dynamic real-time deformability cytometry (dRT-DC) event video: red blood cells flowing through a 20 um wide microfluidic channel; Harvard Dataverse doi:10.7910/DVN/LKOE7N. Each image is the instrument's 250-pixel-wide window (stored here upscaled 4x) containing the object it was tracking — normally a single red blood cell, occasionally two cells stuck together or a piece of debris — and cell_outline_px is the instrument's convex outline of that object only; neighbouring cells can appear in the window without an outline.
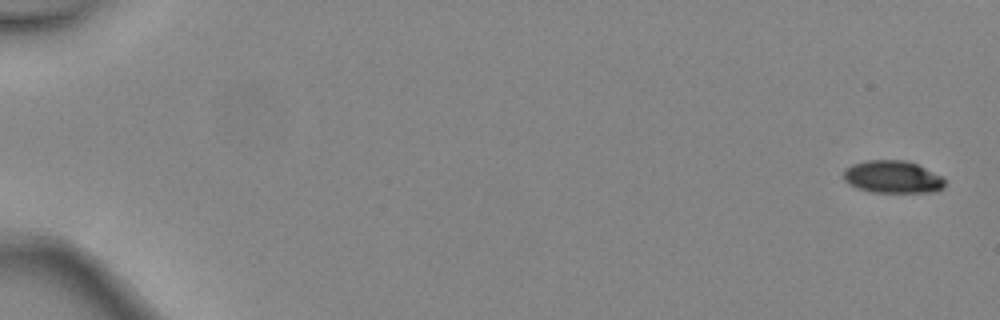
{"species": "common noctule bat (a hibernating species)", "species_latin": "Nyctalus noctula", "temperature_condition": "warm", "stored_images_in_passage": 6, "camera_frame_rate_fps": 3000, "um_per_image_px": 0.085, "animal": {"sex": "female", "body_mass_g": 24.6, "forearm_length_mm": 56.2}, "frame": {"image": 1, "passage_image": 1, "time_ms": 0.0, "image_size_px": [1000, 320], "cell_outline_px": [[944, 188], [936, 192], [872, 192], [856, 188], [848, 184], [844, 180], [844, 168], [852, 164], [864, 160], [904, 160], [916, 164], [944, 176]], "centroid_in_image_um": [75.87, 15.04], "position_along_channel_um": 9.1, "area_um2": 19.42}}
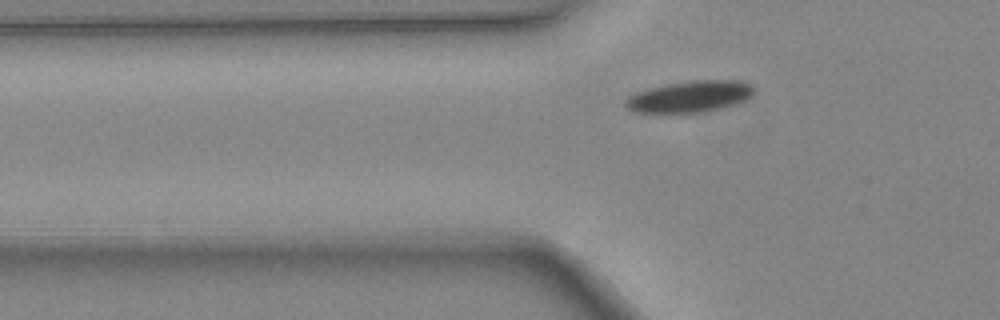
{"frame": {"image": 2, "passage_image": 6, "time_ms": 1.667, "image_size_px": [1000, 320], "cell_outline_px": [[752, 96], [744, 100], [720, 108], [700, 112], [632, 112], [624, 108], [624, 100], [628, 96], [636, 92], [668, 84], [696, 80], [740, 80], [748, 84], [752, 88]], "centroid_in_image_um": [58.57, 8.21], "position_along_channel_um": 67.2, "area_um2": 23.12}}